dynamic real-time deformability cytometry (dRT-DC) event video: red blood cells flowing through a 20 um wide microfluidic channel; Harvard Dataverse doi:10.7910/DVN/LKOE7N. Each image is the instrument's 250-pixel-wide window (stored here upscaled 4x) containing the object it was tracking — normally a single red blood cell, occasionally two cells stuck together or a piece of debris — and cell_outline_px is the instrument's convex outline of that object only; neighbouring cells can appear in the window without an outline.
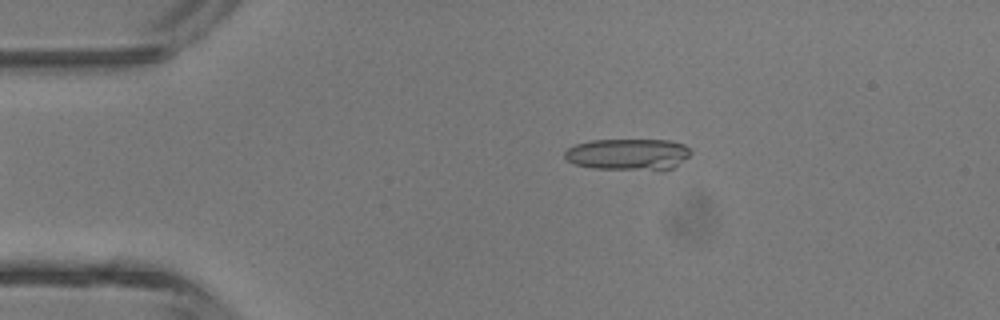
{"species": "common noctule bat (a hibernating species)", "species_latin": "Nyctalus noctula", "temperature_condition": "room temperature", "stored_images_in_passage": 3, "camera_frame_rate_fps": 3000, "um_per_image_px": 0.085, "animal": {"sex": "male", "body_mass_g": 13.3}, "frame": {"image": 1, "passage_image": 2, "time_ms": 1.333, "image_size_px": [1000, 320], "cell_outline_px": [[692, 152], [688, 156], [672, 168], [592, 168], [572, 164], [564, 156], [564, 152], [568, 148], [576, 144], [592, 140], [672, 140], [684, 144]], "centroid_in_image_um": [53.34, 13.08], "position_along_channel_um": 31.7, "area_um2": 22.54}}